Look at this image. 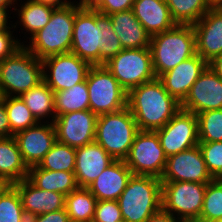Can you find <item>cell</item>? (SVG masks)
I'll use <instances>...</instances> for the list:
<instances>
[{
	"label": "cell",
	"instance_id": "6da1fadb",
	"mask_svg": "<svg viewBox=\"0 0 222 222\" xmlns=\"http://www.w3.org/2000/svg\"><path fill=\"white\" fill-rule=\"evenodd\" d=\"M127 107L139 130L156 131L173 118L181 109V103L155 78L127 92Z\"/></svg>",
	"mask_w": 222,
	"mask_h": 222
},
{
	"label": "cell",
	"instance_id": "d6a6232c",
	"mask_svg": "<svg viewBox=\"0 0 222 222\" xmlns=\"http://www.w3.org/2000/svg\"><path fill=\"white\" fill-rule=\"evenodd\" d=\"M76 164V148L56 143L39 163V167L51 171L74 172Z\"/></svg>",
	"mask_w": 222,
	"mask_h": 222
},
{
	"label": "cell",
	"instance_id": "44dd1931",
	"mask_svg": "<svg viewBox=\"0 0 222 222\" xmlns=\"http://www.w3.org/2000/svg\"><path fill=\"white\" fill-rule=\"evenodd\" d=\"M21 198L27 218L65 208V195L34 186L27 178L12 184Z\"/></svg>",
	"mask_w": 222,
	"mask_h": 222
},
{
	"label": "cell",
	"instance_id": "603a6c76",
	"mask_svg": "<svg viewBox=\"0 0 222 222\" xmlns=\"http://www.w3.org/2000/svg\"><path fill=\"white\" fill-rule=\"evenodd\" d=\"M132 10L150 36L168 31L177 25L172 19L166 0H135Z\"/></svg>",
	"mask_w": 222,
	"mask_h": 222
},
{
	"label": "cell",
	"instance_id": "1f68e13d",
	"mask_svg": "<svg viewBox=\"0 0 222 222\" xmlns=\"http://www.w3.org/2000/svg\"><path fill=\"white\" fill-rule=\"evenodd\" d=\"M5 110L10 123V136L38 123L20 96H5Z\"/></svg>",
	"mask_w": 222,
	"mask_h": 222
},
{
	"label": "cell",
	"instance_id": "ba28073f",
	"mask_svg": "<svg viewBox=\"0 0 222 222\" xmlns=\"http://www.w3.org/2000/svg\"><path fill=\"white\" fill-rule=\"evenodd\" d=\"M206 186L197 182H162V210L183 222H197Z\"/></svg>",
	"mask_w": 222,
	"mask_h": 222
},
{
	"label": "cell",
	"instance_id": "d590c367",
	"mask_svg": "<svg viewBox=\"0 0 222 222\" xmlns=\"http://www.w3.org/2000/svg\"><path fill=\"white\" fill-rule=\"evenodd\" d=\"M199 143L222 142V109L197 114Z\"/></svg>",
	"mask_w": 222,
	"mask_h": 222
},
{
	"label": "cell",
	"instance_id": "9a60e30c",
	"mask_svg": "<svg viewBox=\"0 0 222 222\" xmlns=\"http://www.w3.org/2000/svg\"><path fill=\"white\" fill-rule=\"evenodd\" d=\"M97 117L90 109L57 116L53 122L57 142L73 148L94 142Z\"/></svg>",
	"mask_w": 222,
	"mask_h": 222
},
{
	"label": "cell",
	"instance_id": "f6af8a7d",
	"mask_svg": "<svg viewBox=\"0 0 222 222\" xmlns=\"http://www.w3.org/2000/svg\"><path fill=\"white\" fill-rule=\"evenodd\" d=\"M146 222H183L178 218H175L170 213L163 211L162 209L156 214L152 215Z\"/></svg>",
	"mask_w": 222,
	"mask_h": 222
},
{
	"label": "cell",
	"instance_id": "484cf974",
	"mask_svg": "<svg viewBox=\"0 0 222 222\" xmlns=\"http://www.w3.org/2000/svg\"><path fill=\"white\" fill-rule=\"evenodd\" d=\"M29 168L25 164L17 142L13 136L0 138V177L11 184L22 181L28 176Z\"/></svg>",
	"mask_w": 222,
	"mask_h": 222
},
{
	"label": "cell",
	"instance_id": "816d5d0a",
	"mask_svg": "<svg viewBox=\"0 0 222 222\" xmlns=\"http://www.w3.org/2000/svg\"><path fill=\"white\" fill-rule=\"evenodd\" d=\"M214 6L222 5V0H210Z\"/></svg>",
	"mask_w": 222,
	"mask_h": 222
},
{
	"label": "cell",
	"instance_id": "60d3db41",
	"mask_svg": "<svg viewBox=\"0 0 222 222\" xmlns=\"http://www.w3.org/2000/svg\"><path fill=\"white\" fill-rule=\"evenodd\" d=\"M134 1L135 0H104L96 10L102 14L111 15L116 12L132 9Z\"/></svg>",
	"mask_w": 222,
	"mask_h": 222
},
{
	"label": "cell",
	"instance_id": "52a82bcc",
	"mask_svg": "<svg viewBox=\"0 0 222 222\" xmlns=\"http://www.w3.org/2000/svg\"><path fill=\"white\" fill-rule=\"evenodd\" d=\"M86 82L90 110L97 116L127 107V91L105 65H92Z\"/></svg>",
	"mask_w": 222,
	"mask_h": 222
},
{
	"label": "cell",
	"instance_id": "8fae6325",
	"mask_svg": "<svg viewBox=\"0 0 222 222\" xmlns=\"http://www.w3.org/2000/svg\"><path fill=\"white\" fill-rule=\"evenodd\" d=\"M42 66L43 81L58 92L85 81L92 65L69 52L44 58Z\"/></svg>",
	"mask_w": 222,
	"mask_h": 222
},
{
	"label": "cell",
	"instance_id": "e0dca14e",
	"mask_svg": "<svg viewBox=\"0 0 222 222\" xmlns=\"http://www.w3.org/2000/svg\"><path fill=\"white\" fill-rule=\"evenodd\" d=\"M28 168L39 165L56 143V130L52 122H38L13 135Z\"/></svg>",
	"mask_w": 222,
	"mask_h": 222
},
{
	"label": "cell",
	"instance_id": "f546056e",
	"mask_svg": "<svg viewBox=\"0 0 222 222\" xmlns=\"http://www.w3.org/2000/svg\"><path fill=\"white\" fill-rule=\"evenodd\" d=\"M56 117L74 111L90 109L86 80L66 90L54 92Z\"/></svg>",
	"mask_w": 222,
	"mask_h": 222
},
{
	"label": "cell",
	"instance_id": "c3c4849f",
	"mask_svg": "<svg viewBox=\"0 0 222 222\" xmlns=\"http://www.w3.org/2000/svg\"><path fill=\"white\" fill-rule=\"evenodd\" d=\"M208 65L220 78H222V54L215 57Z\"/></svg>",
	"mask_w": 222,
	"mask_h": 222
},
{
	"label": "cell",
	"instance_id": "3957f363",
	"mask_svg": "<svg viewBox=\"0 0 222 222\" xmlns=\"http://www.w3.org/2000/svg\"><path fill=\"white\" fill-rule=\"evenodd\" d=\"M149 49L153 69L158 78L196 54L193 26L177 24L168 31L151 36Z\"/></svg>",
	"mask_w": 222,
	"mask_h": 222
},
{
	"label": "cell",
	"instance_id": "b9f144b4",
	"mask_svg": "<svg viewBox=\"0 0 222 222\" xmlns=\"http://www.w3.org/2000/svg\"><path fill=\"white\" fill-rule=\"evenodd\" d=\"M28 222H71L65 208L28 219Z\"/></svg>",
	"mask_w": 222,
	"mask_h": 222
},
{
	"label": "cell",
	"instance_id": "f35d334b",
	"mask_svg": "<svg viewBox=\"0 0 222 222\" xmlns=\"http://www.w3.org/2000/svg\"><path fill=\"white\" fill-rule=\"evenodd\" d=\"M92 222H124L118 201L97 200Z\"/></svg>",
	"mask_w": 222,
	"mask_h": 222
},
{
	"label": "cell",
	"instance_id": "9c48e42d",
	"mask_svg": "<svg viewBox=\"0 0 222 222\" xmlns=\"http://www.w3.org/2000/svg\"><path fill=\"white\" fill-rule=\"evenodd\" d=\"M104 65L127 92L156 78L149 47L123 49Z\"/></svg>",
	"mask_w": 222,
	"mask_h": 222
},
{
	"label": "cell",
	"instance_id": "8992f818",
	"mask_svg": "<svg viewBox=\"0 0 222 222\" xmlns=\"http://www.w3.org/2000/svg\"><path fill=\"white\" fill-rule=\"evenodd\" d=\"M42 81V60L24 46L0 61V96H21Z\"/></svg>",
	"mask_w": 222,
	"mask_h": 222
},
{
	"label": "cell",
	"instance_id": "f907efd6",
	"mask_svg": "<svg viewBox=\"0 0 222 222\" xmlns=\"http://www.w3.org/2000/svg\"><path fill=\"white\" fill-rule=\"evenodd\" d=\"M16 0H0L1 7H15Z\"/></svg>",
	"mask_w": 222,
	"mask_h": 222
},
{
	"label": "cell",
	"instance_id": "ffe728a7",
	"mask_svg": "<svg viewBox=\"0 0 222 222\" xmlns=\"http://www.w3.org/2000/svg\"><path fill=\"white\" fill-rule=\"evenodd\" d=\"M115 160L97 143L76 148L75 180L78 187L87 188Z\"/></svg>",
	"mask_w": 222,
	"mask_h": 222
},
{
	"label": "cell",
	"instance_id": "4fadbf2b",
	"mask_svg": "<svg viewBox=\"0 0 222 222\" xmlns=\"http://www.w3.org/2000/svg\"><path fill=\"white\" fill-rule=\"evenodd\" d=\"M102 35L96 23V10L80 8L75 13L70 52L91 65H100Z\"/></svg>",
	"mask_w": 222,
	"mask_h": 222
},
{
	"label": "cell",
	"instance_id": "2e32d148",
	"mask_svg": "<svg viewBox=\"0 0 222 222\" xmlns=\"http://www.w3.org/2000/svg\"><path fill=\"white\" fill-rule=\"evenodd\" d=\"M181 109L199 114L222 109V78L208 65L181 102Z\"/></svg>",
	"mask_w": 222,
	"mask_h": 222
},
{
	"label": "cell",
	"instance_id": "ab89813d",
	"mask_svg": "<svg viewBox=\"0 0 222 222\" xmlns=\"http://www.w3.org/2000/svg\"><path fill=\"white\" fill-rule=\"evenodd\" d=\"M15 33L14 29L0 31V61L11 56L23 46L21 38L16 37L18 35Z\"/></svg>",
	"mask_w": 222,
	"mask_h": 222
},
{
	"label": "cell",
	"instance_id": "74e56055",
	"mask_svg": "<svg viewBox=\"0 0 222 222\" xmlns=\"http://www.w3.org/2000/svg\"><path fill=\"white\" fill-rule=\"evenodd\" d=\"M206 167L214 179H222V142L198 144Z\"/></svg>",
	"mask_w": 222,
	"mask_h": 222
},
{
	"label": "cell",
	"instance_id": "ac0fdd59",
	"mask_svg": "<svg viewBox=\"0 0 222 222\" xmlns=\"http://www.w3.org/2000/svg\"><path fill=\"white\" fill-rule=\"evenodd\" d=\"M196 53L207 63L222 54V5L213 6L192 25Z\"/></svg>",
	"mask_w": 222,
	"mask_h": 222
},
{
	"label": "cell",
	"instance_id": "5bb4252c",
	"mask_svg": "<svg viewBox=\"0 0 222 222\" xmlns=\"http://www.w3.org/2000/svg\"><path fill=\"white\" fill-rule=\"evenodd\" d=\"M161 182L209 183L214 178L209 173L199 145L167 157Z\"/></svg>",
	"mask_w": 222,
	"mask_h": 222
},
{
	"label": "cell",
	"instance_id": "bcb514c9",
	"mask_svg": "<svg viewBox=\"0 0 222 222\" xmlns=\"http://www.w3.org/2000/svg\"><path fill=\"white\" fill-rule=\"evenodd\" d=\"M104 0H75L76 4L82 9L96 10Z\"/></svg>",
	"mask_w": 222,
	"mask_h": 222
},
{
	"label": "cell",
	"instance_id": "4316f807",
	"mask_svg": "<svg viewBox=\"0 0 222 222\" xmlns=\"http://www.w3.org/2000/svg\"><path fill=\"white\" fill-rule=\"evenodd\" d=\"M27 179L37 188L69 195L78 185L74 172L51 171L38 165L30 167Z\"/></svg>",
	"mask_w": 222,
	"mask_h": 222
},
{
	"label": "cell",
	"instance_id": "f5cc1de1",
	"mask_svg": "<svg viewBox=\"0 0 222 222\" xmlns=\"http://www.w3.org/2000/svg\"><path fill=\"white\" fill-rule=\"evenodd\" d=\"M215 222H222V218L221 219H218L217 221H215Z\"/></svg>",
	"mask_w": 222,
	"mask_h": 222
},
{
	"label": "cell",
	"instance_id": "cb8c5ba5",
	"mask_svg": "<svg viewBox=\"0 0 222 222\" xmlns=\"http://www.w3.org/2000/svg\"><path fill=\"white\" fill-rule=\"evenodd\" d=\"M109 17L123 49L149 47L151 36L135 17L132 9L113 13Z\"/></svg>",
	"mask_w": 222,
	"mask_h": 222
},
{
	"label": "cell",
	"instance_id": "836d02e7",
	"mask_svg": "<svg viewBox=\"0 0 222 222\" xmlns=\"http://www.w3.org/2000/svg\"><path fill=\"white\" fill-rule=\"evenodd\" d=\"M97 27L102 32V45L100 49V65H104L111 58L123 50L121 42L113 30V25L109 15H105L96 10Z\"/></svg>",
	"mask_w": 222,
	"mask_h": 222
},
{
	"label": "cell",
	"instance_id": "f1b7e54d",
	"mask_svg": "<svg viewBox=\"0 0 222 222\" xmlns=\"http://www.w3.org/2000/svg\"><path fill=\"white\" fill-rule=\"evenodd\" d=\"M97 199L85 187H77L65 196V210L71 222H92Z\"/></svg>",
	"mask_w": 222,
	"mask_h": 222
},
{
	"label": "cell",
	"instance_id": "7402d4cb",
	"mask_svg": "<svg viewBox=\"0 0 222 222\" xmlns=\"http://www.w3.org/2000/svg\"><path fill=\"white\" fill-rule=\"evenodd\" d=\"M133 173L124 160H115L87 188L98 201L118 200Z\"/></svg>",
	"mask_w": 222,
	"mask_h": 222
},
{
	"label": "cell",
	"instance_id": "681fc988",
	"mask_svg": "<svg viewBox=\"0 0 222 222\" xmlns=\"http://www.w3.org/2000/svg\"><path fill=\"white\" fill-rule=\"evenodd\" d=\"M12 184L5 178L0 177V196L11 186Z\"/></svg>",
	"mask_w": 222,
	"mask_h": 222
},
{
	"label": "cell",
	"instance_id": "ee69618b",
	"mask_svg": "<svg viewBox=\"0 0 222 222\" xmlns=\"http://www.w3.org/2000/svg\"><path fill=\"white\" fill-rule=\"evenodd\" d=\"M14 8L15 7H1L0 6V31L14 29L13 21H10V18L13 19L11 17V13L13 14Z\"/></svg>",
	"mask_w": 222,
	"mask_h": 222
},
{
	"label": "cell",
	"instance_id": "4dcf8cb0",
	"mask_svg": "<svg viewBox=\"0 0 222 222\" xmlns=\"http://www.w3.org/2000/svg\"><path fill=\"white\" fill-rule=\"evenodd\" d=\"M176 24L193 25L214 5L210 0H166Z\"/></svg>",
	"mask_w": 222,
	"mask_h": 222
},
{
	"label": "cell",
	"instance_id": "7c38bea8",
	"mask_svg": "<svg viewBox=\"0 0 222 222\" xmlns=\"http://www.w3.org/2000/svg\"><path fill=\"white\" fill-rule=\"evenodd\" d=\"M156 132L167 157L199 144L197 115L183 109H180L165 126Z\"/></svg>",
	"mask_w": 222,
	"mask_h": 222
},
{
	"label": "cell",
	"instance_id": "7a4b0ae2",
	"mask_svg": "<svg viewBox=\"0 0 222 222\" xmlns=\"http://www.w3.org/2000/svg\"><path fill=\"white\" fill-rule=\"evenodd\" d=\"M80 9L76 2L66 7L55 8L49 22L29 41H23V46L43 60L46 57L69 53L72 46L75 13Z\"/></svg>",
	"mask_w": 222,
	"mask_h": 222
},
{
	"label": "cell",
	"instance_id": "7dc6e473",
	"mask_svg": "<svg viewBox=\"0 0 222 222\" xmlns=\"http://www.w3.org/2000/svg\"><path fill=\"white\" fill-rule=\"evenodd\" d=\"M38 3L47 4L53 6L55 8L66 7L71 3L75 2V0H33Z\"/></svg>",
	"mask_w": 222,
	"mask_h": 222
},
{
	"label": "cell",
	"instance_id": "d6986e66",
	"mask_svg": "<svg viewBox=\"0 0 222 222\" xmlns=\"http://www.w3.org/2000/svg\"><path fill=\"white\" fill-rule=\"evenodd\" d=\"M207 66L208 63L196 53L160 75L158 79L167 92L181 103Z\"/></svg>",
	"mask_w": 222,
	"mask_h": 222
},
{
	"label": "cell",
	"instance_id": "277c9868",
	"mask_svg": "<svg viewBox=\"0 0 222 222\" xmlns=\"http://www.w3.org/2000/svg\"><path fill=\"white\" fill-rule=\"evenodd\" d=\"M162 182L159 178L132 175L118 198L124 222H146L162 209Z\"/></svg>",
	"mask_w": 222,
	"mask_h": 222
},
{
	"label": "cell",
	"instance_id": "e575fe53",
	"mask_svg": "<svg viewBox=\"0 0 222 222\" xmlns=\"http://www.w3.org/2000/svg\"><path fill=\"white\" fill-rule=\"evenodd\" d=\"M222 218V179L207 183L203 207L197 222H215Z\"/></svg>",
	"mask_w": 222,
	"mask_h": 222
},
{
	"label": "cell",
	"instance_id": "5b68a950",
	"mask_svg": "<svg viewBox=\"0 0 222 222\" xmlns=\"http://www.w3.org/2000/svg\"><path fill=\"white\" fill-rule=\"evenodd\" d=\"M139 131L132 113L125 107L97 117L94 141L114 160H124Z\"/></svg>",
	"mask_w": 222,
	"mask_h": 222
},
{
	"label": "cell",
	"instance_id": "d4e9b609",
	"mask_svg": "<svg viewBox=\"0 0 222 222\" xmlns=\"http://www.w3.org/2000/svg\"><path fill=\"white\" fill-rule=\"evenodd\" d=\"M16 4L13 11V18L15 19V17H17L18 20L14 21L13 28L15 31L17 30L16 34L18 33L17 28L22 30L21 33L24 34V39L25 37L30 39L35 33L41 30L49 22L51 14L55 9L53 6L38 3L33 0H17Z\"/></svg>",
	"mask_w": 222,
	"mask_h": 222
},
{
	"label": "cell",
	"instance_id": "30bf717a",
	"mask_svg": "<svg viewBox=\"0 0 222 222\" xmlns=\"http://www.w3.org/2000/svg\"><path fill=\"white\" fill-rule=\"evenodd\" d=\"M133 175L161 178L167 156L160 145L156 131H139L124 159Z\"/></svg>",
	"mask_w": 222,
	"mask_h": 222
},
{
	"label": "cell",
	"instance_id": "83f0119b",
	"mask_svg": "<svg viewBox=\"0 0 222 222\" xmlns=\"http://www.w3.org/2000/svg\"><path fill=\"white\" fill-rule=\"evenodd\" d=\"M38 122H54V91L42 81L21 96Z\"/></svg>",
	"mask_w": 222,
	"mask_h": 222
},
{
	"label": "cell",
	"instance_id": "8d00e7d4",
	"mask_svg": "<svg viewBox=\"0 0 222 222\" xmlns=\"http://www.w3.org/2000/svg\"><path fill=\"white\" fill-rule=\"evenodd\" d=\"M0 222H28L18 190L13 185L0 196Z\"/></svg>",
	"mask_w": 222,
	"mask_h": 222
},
{
	"label": "cell",
	"instance_id": "7bdbcfd3",
	"mask_svg": "<svg viewBox=\"0 0 222 222\" xmlns=\"http://www.w3.org/2000/svg\"><path fill=\"white\" fill-rule=\"evenodd\" d=\"M10 136V123L5 110V97L0 96V138Z\"/></svg>",
	"mask_w": 222,
	"mask_h": 222
}]
</instances>
